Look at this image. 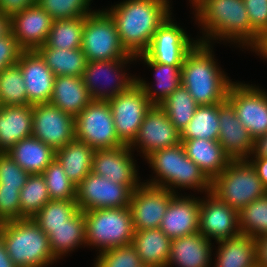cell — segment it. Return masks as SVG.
Here are the masks:
<instances>
[{"mask_svg":"<svg viewBox=\"0 0 267 267\" xmlns=\"http://www.w3.org/2000/svg\"><path fill=\"white\" fill-rule=\"evenodd\" d=\"M241 234L259 237L267 234V194L238 212Z\"/></svg>","mask_w":267,"mask_h":267,"instance_id":"cell-40","label":"cell"},{"mask_svg":"<svg viewBox=\"0 0 267 267\" xmlns=\"http://www.w3.org/2000/svg\"><path fill=\"white\" fill-rule=\"evenodd\" d=\"M78 210L75 200H50L32 219L39 227H60Z\"/></svg>","mask_w":267,"mask_h":267,"instance_id":"cell-42","label":"cell"},{"mask_svg":"<svg viewBox=\"0 0 267 267\" xmlns=\"http://www.w3.org/2000/svg\"><path fill=\"white\" fill-rule=\"evenodd\" d=\"M17 64L27 90L29 105L49 103L55 75L36 51H22Z\"/></svg>","mask_w":267,"mask_h":267,"instance_id":"cell-21","label":"cell"},{"mask_svg":"<svg viewBox=\"0 0 267 267\" xmlns=\"http://www.w3.org/2000/svg\"><path fill=\"white\" fill-rule=\"evenodd\" d=\"M92 0H37L53 20L73 19L93 13L89 8Z\"/></svg>","mask_w":267,"mask_h":267,"instance_id":"cell-43","label":"cell"},{"mask_svg":"<svg viewBox=\"0 0 267 267\" xmlns=\"http://www.w3.org/2000/svg\"><path fill=\"white\" fill-rule=\"evenodd\" d=\"M94 267H141L137 250L130 244L104 250L97 255Z\"/></svg>","mask_w":267,"mask_h":267,"instance_id":"cell-44","label":"cell"},{"mask_svg":"<svg viewBox=\"0 0 267 267\" xmlns=\"http://www.w3.org/2000/svg\"><path fill=\"white\" fill-rule=\"evenodd\" d=\"M156 176L147 183L163 187L178 194L179 189H195L205 194L211 192V180L198 165L186 156L182 143L159 149L145 158Z\"/></svg>","mask_w":267,"mask_h":267,"instance_id":"cell-4","label":"cell"},{"mask_svg":"<svg viewBox=\"0 0 267 267\" xmlns=\"http://www.w3.org/2000/svg\"><path fill=\"white\" fill-rule=\"evenodd\" d=\"M94 152L86 143L74 139L55 150V159L77 186L92 171Z\"/></svg>","mask_w":267,"mask_h":267,"instance_id":"cell-33","label":"cell"},{"mask_svg":"<svg viewBox=\"0 0 267 267\" xmlns=\"http://www.w3.org/2000/svg\"><path fill=\"white\" fill-rule=\"evenodd\" d=\"M108 103L118 138L125 145H130L152 104L137 82L125 92L108 100Z\"/></svg>","mask_w":267,"mask_h":267,"instance_id":"cell-13","label":"cell"},{"mask_svg":"<svg viewBox=\"0 0 267 267\" xmlns=\"http://www.w3.org/2000/svg\"><path fill=\"white\" fill-rule=\"evenodd\" d=\"M91 101L92 98L82 77L67 75L55 77L49 103L76 117Z\"/></svg>","mask_w":267,"mask_h":267,"instance_id":"cell-29","label":"cell"},{"mask_svg":"<svg viewBox=\"0 0 267 267\" xmlns=\"http://www.w3.org/2000/svg\"><path fill=\"white\" fill-rule=\"evenodd\" d=\"M169 0H124L105 9L116 23L125 51L144 54L157 29L172 15Z\"/></svg>","mask_w":267,"mask_h":267,"instance_id":"cell-2","label":"cell"},{"mask_svg":"<svg viewBox=\"0 0 267 267\" xmlns=\"http://www.w3.org/2000/svg\"><path fill=\"white\" fill-rule=\"evenodd\" d=\"M53 18L38 4L11 16L12 34L23 51L37 50L47 41Z\"/></svg>","mask_w":267,"mask_h":267,"instance_id":"cell-20","label":"cell"},{"mask_svg":"<svg viewBox=\"0 0 267 267\" xmlns=\"http://www.w3.org/2000/svg\"><path fill=\"white\" fill-rule=\"evenodd\" d=\"M19 197L21 219L33 218L51 200L42 174L29 175Z\"/></svg>","mask_w":267,"mask_h":267,"instance_id":"cell-38","label":"cell"},{"mask_svg":"<svg viewBox=\"0 0 267 267\" xmlns=\"http://www.w3.org/2000/svg\"><path fill=\"white\" fill-rule=\"evenodd\" d=\"M142 59V61L153 69L156 81V88L149 82L143 80V78L136 77V82L144 90L145 95L148 97L152 105H161L162 102L179 86H181V67L171 66L161 63H155L150 60L145 54L135 57Z\"/></svg>","mask_w":267,"mask_h":267,"instance_id":"cell-30","label":"cell"},{"mask_svg":"<svg viewBox=\"0 0 267 267\" xmlns=\"http://www.w3.org/2000/svg\"><path fill=\"white\" fill-rule=\"evenodd\" d=\"M7 154L29 175L42 174L55 159V150L34 136L20 140Z\"/></svg>","mask_w":267,"mask_h":267,"instance_id":"cell-32","label":"cell"},{"mask_svg":"<svg viewBox=\"0 0 267 267\" xmlns=\"http://www.w3.org/2000/svg\"><path fill=\"white\" fill-rule=\"evenodd\" d=\"M49 238L54 257L59 260L79 246L87 247L84 211L80 209L60 227H40Z\"/></svg>","mask_w":267,"mask_h":267,"instance_id":"cell-27","label":"cell"},{"mask_svg":"<svg viewBox=\"0 0 267 267\" xmlns=\"http://www.w3.org/2000/svg\"><path fill=\"white\" fill-rule=\"evenodd\" d=\"M86 16L53 21L46 45L52 49L72 50L82 46Z\"/></svg>","mask_w":267,"mask_h":267,"instance_id":"cell-36","label":"cell"},{"mask_svg":"<svg viewBox=\"0 0 267 267\" xmlns=\"http://www.w3.org/2000/svg\"><path fill=\"white\" fill-rule=\"evenodd\" d=\"M28 176L7 153H0V186L21 190Z\"/></svg>","mask_w":267,"mask_h":267,"instance_id":"cell-45","label":"cell"},{"mask_svg":"<svg viewBox=\"0 0 267 267\" xmlns=\"http://www.w3.org/2000/svg\"><path fill=\"white\" fill-rule=\"evenodd\" d=\"M219 103L198 106L196 112L181 132V139H207L218 141L219 138Z\"/></svg>","mask_w":267,"mask_h":267,"instance_id":"cell-35","label":"cell"},{"mask_svg":"<svg viewBox=\"0 0 267 267\" xmlns=\"http://www.w3.org/2000/svg\"><path fill=\"white\" fill-rule=\"evenodd\" d=\"M199 233L215 242L240 235L238 211L207 193L200 198Z\"/></svg>","mask_w":267,"mask_h":267,"instance_id":"cell-18","label":"cell"},{"mask_svg":"<svg viewBox=\"0 0 267 267\" xmlns=\"http://www.w3.org/2000/svg\"><path fill=\"white\" fill-rule=\"evenodd\" d=\"M129 145L113 149H96L93 155L92 172L110 181L123 185H140L138 167Z\"/></svg>","mask_w":267,"mask_h":267,"instance_id":"cell-19","label":"cell"},{"mask_svg":"<svg viewBox=\"0 0 267 267\" xmlns=\"http://www.w3.org/2000/svg\"><path fill=\"white\" fill-rule=\"evenodd\" d=\"M75 139L96 149L125 145L117 136L108 101L92 100L75 117Z\"/></svg>","mask_w":267,"mask_h":267,"instance_id":"cell-10","label":"cell"},{"mask_svg":"<svg viewBox=\"0 0 267 267\" xmlns=\"http://www.w3.org/2000/svg\"><path fill=\"white\" fill-rule=\"evenodd\" d=\"M171 239L160 229L134 230L131 245L137 250L142 265L166 267Z\"/></svg>","mask_w":267,"mask_h":267,"instance_id":"cell-28","label":"cell"},{"mask_svg":"<svg viewBox=\"0 0 267 267\" xmlns=\"http://www.w3.org/2000/svg\"><path fill=\"white\" fill-rule=\"evenodd\" d=\"M218 251L212 267H257L256 240L240 234L217 242Z\"/></svg>","mask_w":267,"mask_h":267,"instance_id":"cell-31","label":"cell"},{"mask_svg":"<svg viewBox=\"0 0 267 267\" xmlns=\"http://www.w3.org/2000/svg\"><path fill=\"white\" fill-rule=\"evenodd\" d=\"M193 197V198H192ZM200 198L175 194L160 229L172 240L199 232Z\"/></svg>","mask_w":267,"mask_h":267,"instance_id":"cell-23","label":"cell"},{"mask_svg":"<svg viewBox=\"0 0 267 267\" xmlns=\"http://www.w3.org/2000/svg\"><path fill=\"white\" fill-rule=\"evenodd\" d=\"M181 143V132L168 119L167 113L157 105L146 112L138 134L129 145L143 154L144 159L151 153Z\"/></svg>","mask_w":267,"mask_h":267,"instance_id":"cell-16","label":"cell"},{"mask_svg":"<svg viewBox=\"0 0 267 267\" xmlns=\"http://www.w3.org/2000/svg\"><path fill=\"white\" fill-rule=\"evenodd\" d=\"M134 60L135 56H130L128 59L87 62L82 80L92 100L108 101L136 83V75L128 76L124 70L126 64Z\"/></svg>","mask_w":267,"mask_h":267,"instance_id":"cell-9","label":"cell"},{"mask_svg":"<svg viewBox=\"0 0 267 267\" xmlns=\"http://www.w3.org/2000/svg\"><path fill=\"white\" fill-rule=\"evenodd\" d=\"M218 142L231 160H247L253 154L254 140L241 124L234 108L227 102L219 103Z\"/></svg>","mask_w":267,"mask_h":267,"instance_id":"cell-22","label":"cell"},{"mask_svg":"<svg viewBox=\"0 0 267 267\" xmlns=\"http://www.w3.org/2000/svg\"><path fill=\"white\" fill-rule=\"evenodd\" d=\"M81 49L88 62L128 59L131 56L121 44L115 21L103 9L86 15Z\"/></svg>","mask_w":267,"mask_h":267,"instance_id":"cell-8","label":"cell"},{"mask_svg":"<svg viewBox=\"0 0 267 267\" xmlns=\"http://www.w3.org/2000/svg\"><path fill=\"white\" fill-rule=\"evenodd\" d=\"M32 136L54 150L75 139V117L51 103L32 105Z\"/></svg>","mask_w":267,"mask_h":267,"instance_id":"cell-14","label":"cell"},{"mask_svg":"<svg viewBox=\"0 0 267 267\" xmlns=\"http://www.w3.org/2000/svg\"><path fill=\"white\" fill-rule=\"evenodd\" d=\"M42 176L51 200H76V185L68 178L56 159L46 167Z\"/></svg>","mask_w":267,"mask_h":267,"instance_id":"cell-41","label":"cell"},{"mask_svg":"<svg viewBox=\"0 0 267 267\" xmlns=\"http://www.w3.org/2000/svg\"><path fill=\"white\" fill-rule=\"evenodd\" d=\"M212 249L211 241L199 232L172 239L166 267H211Z\"/></svg>","mask_w":267,"mask_h":267,"instance_id":"cell-24","label":"cell"},{"mask_svg":"<svg viewBox=\"0 0 267 267\" xmlns=\"http://www.w3.org/2000/svg\"><path fill=\"white\" fill-rule=\"evenodd\" d=\"M20 191L0 186V223L21 219Z\"/></svg>","mask_w":267,"mask_h":267,"instance_id":"cell-46","label":"cell"},{"mask_svg":"<svg viewBox=\"0 0 267 267\" xmlns=\"http://www.w3.org/2000/svg\"><path fill=\"white\" fill-rule=\"evenodd\" d=\"M87 246L100 253L132 243L134 228L129 207L93 209L84 212Z\"/></svg>","mask_w":267,"mask_h":267,"instance_id":"cell-7","label":"cell"},{"mask_svg":"<svg viewBox=\"0 0 267 267\" xmlns=\"http://www.w3.org/2000/svg\"><path fill=\"white\" fill-rule=\"evenodd\" d=\"M139 185H123L92 171L76 186V203L81 211L129 207L132 192Z\"/></svg>","mask_w":267,"mask_h":267,"instance_id":"cell-12","label":"cell"},{"mask_svg":"<svg viewBox=\"0 0 267 267\" xmlns=\"http://www.w3.org/2000/svg\"><path fill=\"white\" fill-rule=\"evenodd\" d=\"M22 51L12 32L0 37V71L17 64Z\"/></svg>","mask_w":267,"mask_h":267,"instance_id":"cell-48","label":"cell"},{"mask_svg":"<svg viewBox=\"0 0 267 267\" xmlns=\"http://www.w3.org/2000/svg\"><path fill=\"white\" fill-rule=\"evenodd\" d=\"M251 156H261L267 158V133L254 141V151Z\"/></svg>","mask_w":267,"mask_h":267,"instance_id":"cell-52","label":"cell"},{"mask_svg":"<svg viewBox=\"0 0 267 267\" xmlns=\"http://www.w3.org/2000/svg\"><path fill=\"white\" fill-rule=\"evenodd\" d=\"M0 267H15L11 258L9 257L5 244L0 238Z\"/></svg>","mask_w":267,"mask_h":267,"instance_id":"cell-54","label":"cell"},{"mask_svg":"<svg viewBox=\"0 0 267 267\" xmlns=\"http://www.w3.org/2000/svg\"><path fill=\"white\" fill-rule=\"evenodd\" d=\"M11 32V16L0 13V37L7 36Z\"/></svg>","mask_w":267,"mask_h":267,"instance_id":"cell-53","label":"cell"},{"mask_svg":"<svg viewBox=\"0 0 267 267\" xmlns=\"http://www.w3.org/2000/svg\"><path fill=\"white\" fill-rule=\"evenodd\" d=\"M212 52V44L198 42L186 54L181 67V85L199 106L225 102L233 83Z\"/></svg>","mask_w":267,"mask_h":267,"instance_id":"cell-3","label":"cell"},{"mask_svg":"<svg viewBox=\"0 0 267 267\" xmlns=\"http://www.w3.org/2000/svg\"><path fill=\"white\" fill-rule=\"evenodd\" d=\"M29 105L27 90L18 64L0 71V106Z\"/></svg>","mask_w":267,"mask_h":267,"instance_id":"cell-39","label":"cell"},{"mask_svg":"<svg viewBox=\"0 0 267 267\" xmlns=\"http://www.w3.org/2000/svg\"><path fill=\"white\" fill-rule=\"evenodd\" d=\"M0 238L15 267H48L57 263L48 236L32 218L0 223Z\"/></svg>","mask_w":267,"mask_h":267,"instance_id":"cell-5","label":"cell"},{"mask_svg":"<svg viewBox=\"0 0 267 267\" xmlns=\"http://www.w3.org/2000/svg\"><path fill=\"white\" fill-rule=\"evenodd\" d=\"M186 156L200 167L212 181L228 165L231 159L218 141L207 139H181Z\"/></svg>","mask_w":267,"mask_h":267,"instance_id":"cell-26","label":"cell"},{"mask_svg":"<svg viewBox=\"0 0 267 267\" xmlns=\"http://www.w3.org/2000/svg\"><path fill=\"white\" fill-rule=\"evenodd\" d=\"M191 4L201 30L204 29L198 42L225 40L251 50L259 44L261 38L250 25L244 0H193Z\"/></svg>","mask_w":267,"mask_h":267,"instance_id":"cell-1","label":"cell"},{"mask_svg":"<svg viewBox=\"0 0 267 267\" xmlns=\"http://www.w3.org/2000/svg\"><path fill=\"white\" fill-rule=\"evenodd\" d=\"M175 194L166 188L142 182L130 198L129 209L134 230L159 228Z\"/></svg>","mask_w":267,"mask_h":267,"instance_id":"cell-15","label":"cell"},{"mask_svg":"<svg viewBox=\"0 0 267 267\" xmlns=\"http://www.w3.org/2000/svg\"><path fill=\"white\" fill-rule=\"evenodd\" d=\"M170 15L154 33L144 53L155 63L182 66L186 54L198 43L192 40Z\"/></svg>","mask_w":267,"mask_h":267,"instance_id":"cell-17","label":"cell"},{"mask_svg":"<svg viewBox=\"0 0 267 267\" xmlns=\"http://www.w3.org/2000/svg\"><path fill=\"white\" fill-rule=\"evenodd\" d=\"M226 101L254 141L267 133V92L252 84L233 82Z\"/></svg>","mask_w":267,"mask_h":267,"instance_id":"cell-11","label":"cell"},{"mask_svg":"<svg viewBox=\"0 0 267 267\" xmlns=\"http://www.w3.org/2000/svg\"><path fill=\"white\" fill-rule=\"evenodd\" d=\"M36 51L55 76L82 77L88 62L81 48L72 50L52 49L44 44Z\"/></svg>","mask_w":267,"mask_h":267,"instance_id":"cell-34","label":"cell"},{"mask_svg":"<svg viewBox=\"0 0 267 267\" xmlns=\"http://www.w3.org/2000/svg\"><path fill=\"white\" fill-rule=\"evenodd\" d=\"M257 55L267 60V33L261 38L259 44L252 49Z\"/></svg>","mask_w":267,"mask_h":267,"instance_id":"cell-55","label":"cell"},{"mask_svg":"<svg viewBox=\"0 0 267 267\" xmlns=\"http://www.w3.org/2000/svg\"><path fill=\"white\" fill-rule=\"evenodd\" d=\"M257 267H267V234L255 238Z\"/></svg>","mask_w":267,"mask_h":267,"instance_id":"cell-51","label":"cell"},{"mask_svg":"<svg viewBox=\"0 0 267 267\" xmlns=\"http://www.w3.org/2000/svg\"><path fill=\"white\" fill-rule=\"evenodd\" d=\"M159 106L167 113L168 119L182 132L193 118L199 105L187 89L181 85Z\"/></svg>","mask_w":267,"mask_h":267,"instance_id":"cell-37","label":"cell"},{"mask_svg":"<svg viewBox=\"0 0 267 267\" xmlns=\"http://www.w3.org/2000/svg\"><path fill=\"white\" fill-rule=\"evenodd\" d=\"M251 158L247 159L252 166L255 168L256 173L262 182V185L267 190V158L261 156H250ZM254 157V158H253Z\"/></svg>","mask_w":267,"mask_h":267,"instance_id":"cell-50","label":"cell"},{"mask_svg":"<svg viewBox=\"0 0 267 267\" xmlns=\"http://www.w3.org/2000/svg\"><path fill=\"white\" fill-rule=\"evenodd\" d=\"M37 4V0H0V13L12 16Z\"/></svg>","mask_w":267,"mask_h":267,"instance_id":"cell-49","label":"cell"},{"mask_svg":"<svg viewBox=\"0 0 267 267\" xmlns=\"http://www.w3.org/2000/svg\"><path fill=\"white\" fill-rule=\"evenodd\" d=\"M32 136V105L0 106V153Z\"/></svg>","mask_w":267,"mask_h":267,"instance_id":"cell-25","label":"cell"},{"mask_svg":"<svg viewBox=\"0 0 267 267\" xmlns=\"http://www.w3.org/2000/svg\"><path fill=\"white\" fill-rule=\"evenodd\" d=\"M211 193L239 212L249 203L264 197L267 190L248 160H231L211 181Z\"/></svg>","mask_w":267,"mask_h":267,"instance_id":"cell-6","label":"cell"},{"mask_svg":"<svg viewBox=\"0 0 267 267\" xmlns=\"http://www.w3.org/2000/svg\"><path fill=\"white\" fill-rule=\"evenodd\" d=\"M250 25L262 38L267 33V0H244Z\"/></svg>","mask_w":267,"mask_h":267,"instance_id":"cell-47","label":"cell"}]
</instances>
